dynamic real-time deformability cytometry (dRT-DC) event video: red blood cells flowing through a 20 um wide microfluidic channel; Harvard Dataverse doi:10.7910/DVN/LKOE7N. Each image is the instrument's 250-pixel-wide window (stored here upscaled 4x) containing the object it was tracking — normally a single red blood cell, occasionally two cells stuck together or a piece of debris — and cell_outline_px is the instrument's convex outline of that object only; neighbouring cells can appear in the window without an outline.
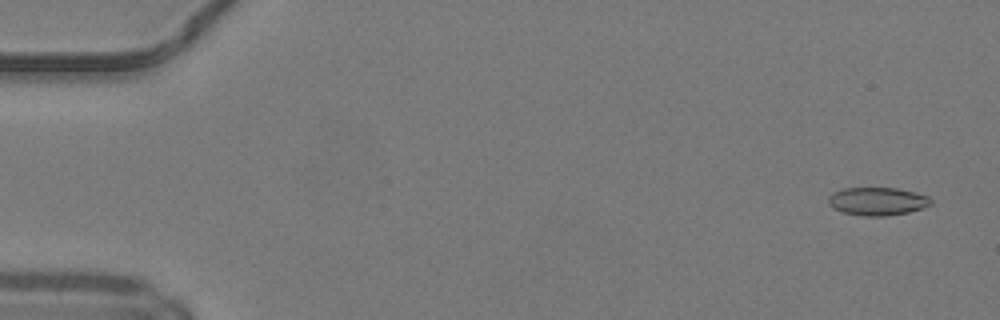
{"species": "common noctule bat (a hibernating species)", "species_latin": "Nyctalus noctula", "temperature_condition": "warm", "stored_images_in_passage": 50, "camera_frame_rate_fps": 3000, "um_per_image_px": 0.085, "animal": {"sex": "male", "body_mass_g": 19.2, "forearm_length_mm": 51.8}, "frame": {"image": 1, "passage_image": 3, "time_ms": 0.667, "image_size_px": [1000, 320], "cell_outline_px": [[932, 204], [908, 212], [884, 216], [864, 216], [844, 212], [832, 208], [828, 204], [828, 196], [832, 192], [844, 188], [896, 188], [928, 196], [932, 200]], "centroid_in_image_um": [74.53, 17.11], "position_along_channel_um": 10.5, "area_um2": 16.65}}
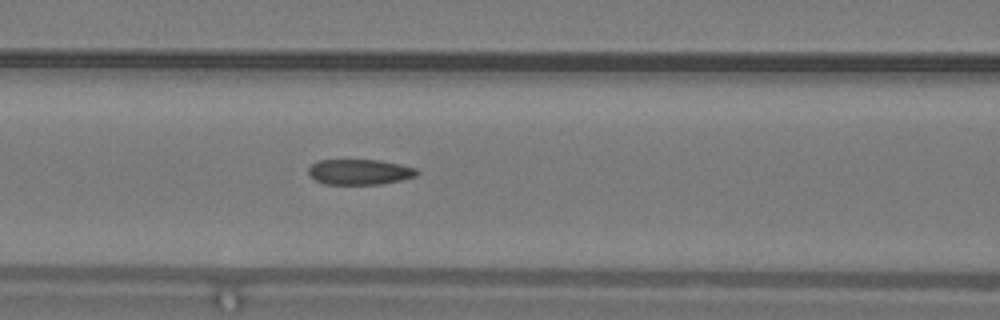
{"frame": {"image": 2, "passage_image": 22, "time_ms": 7.0, "image_size_px": [1000, 320], "cell_outline_px": [[420, 172], [416, 176], [400, 180], [380, 184], [324, 184], [316, 180], [308, 172], [308, 168], [316, 160], [380, 160], [400, 164], [416, 168]], "centroid_in_image_um": [30.58, 14.61], "position_along_channel_um": 136.0, "area_um2": 16.07}}
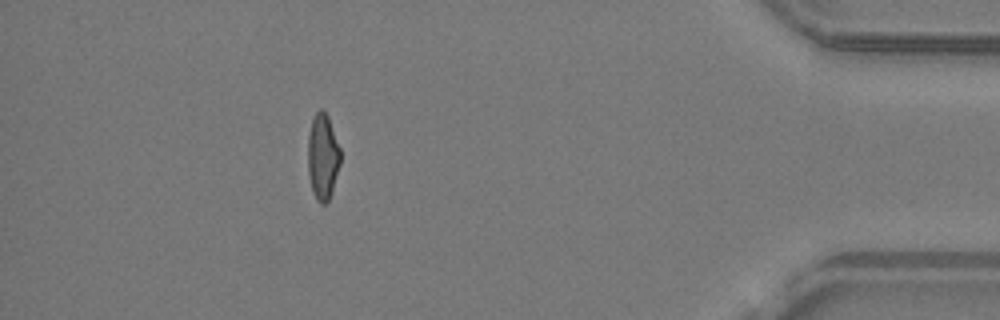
{"frame": {"image": 3, "passage_image": 45, "time_ms": 14.667, "image_size_px": [1000, 320], "cell_outline_px": [[340, 164], [332, 192], [328, 200], [324, 204], [320, 204], [316, 200], [308, 176], [308, 136], [312, 116], [320, 108], [328, 116], [340, 148]], "centroid_in_image_um": [27.42, 13.31], "position_along_channel_um": 407.8, "area_um2": 16.36}, "authors_computed_cell_mechanics": {"area_um2": 16.9354, "velocity_mm_per_s": 4.2378, "shape_relaxation_time_tau1_ms": 11.2679, "shape_relaxation_time_tau2_ms": 2.0344, "deformation_change_tau1": 0.2461, "deformation_change_tau2": 0.1026}}